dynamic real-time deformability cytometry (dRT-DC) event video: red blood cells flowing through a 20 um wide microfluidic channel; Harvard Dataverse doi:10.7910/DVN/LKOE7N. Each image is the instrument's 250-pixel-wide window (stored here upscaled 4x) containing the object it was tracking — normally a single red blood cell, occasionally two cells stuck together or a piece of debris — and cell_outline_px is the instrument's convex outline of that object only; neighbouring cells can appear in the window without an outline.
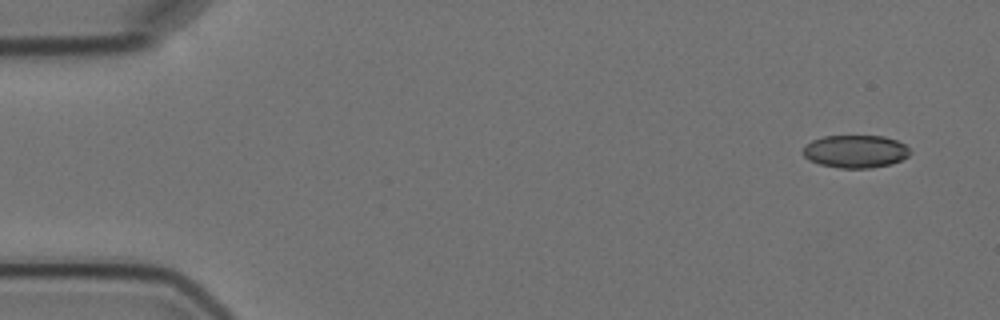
{"species": "Egyptian fruit bat (a non-hibernating species)", "species_latin": "Rousettus aegyptiacus", "temperature_condition": "cold", "stored_images_in_passage": 8, "camera_frame_rate_fps": 3000, "um_per_image_px": 0.085, "animal": {"sex": "female"}, "frame": {"image": 1, "passage_image": 1, "time_ms": 0.0, "image_size_px": [1000, 320], "cell_outline_px": [[912, 152], [908, 156], [892, 164], [872, 168], [840, 168], [820, 164], [808, 160], [804, 156], [804, 144], [812, 140], [824, 136], [884, 136], [896, 140], [904, 144]], "centroid_in_image_um": [72.71, 12.87], "position_along_channel_um": 12.3, "area_um2": 20.52}}
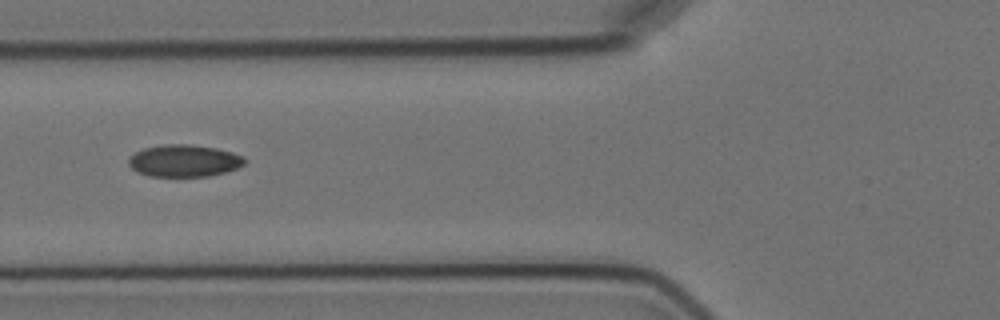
{"frame": {"image": 2, "passage_image": 6, "time_ms": 6.0, "image_size_px": [1000, 320], "cell_outline_px": [[244, 164], [236, 168], [224, 172], [208, 176], [148, 176], [136, 172], [128, 164], [128, 156], [144, 148], [164, 144], [188, 144], [216, 148], [232, 152], [244, 156]], "centroid_in_image_um": [15.61, 13.66], "position_along_channel_um": 110.2, "area_um2": 21.68}}
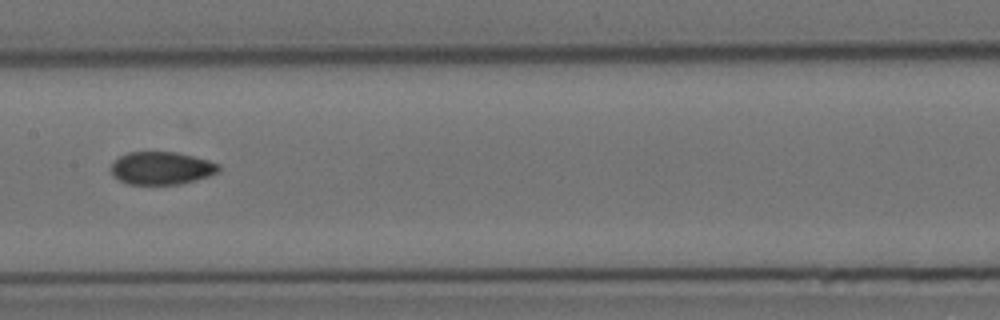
{"frame": {"image": 3, "passage_image": 8, "time_ms": 8.333, "image_size_px": [1000, 320], "cell_outline_px": [[220, 172], [196, 180], [180, 184], [128, 184], [112, 176], [112, 164], [120, 156], [128, 152], [176, 152], [208, 160], [220, 164]], "centroid_in_image_um": [13.75, 14.29], "position_along_channel_um": 193.6, "area_um2": 20.52}}